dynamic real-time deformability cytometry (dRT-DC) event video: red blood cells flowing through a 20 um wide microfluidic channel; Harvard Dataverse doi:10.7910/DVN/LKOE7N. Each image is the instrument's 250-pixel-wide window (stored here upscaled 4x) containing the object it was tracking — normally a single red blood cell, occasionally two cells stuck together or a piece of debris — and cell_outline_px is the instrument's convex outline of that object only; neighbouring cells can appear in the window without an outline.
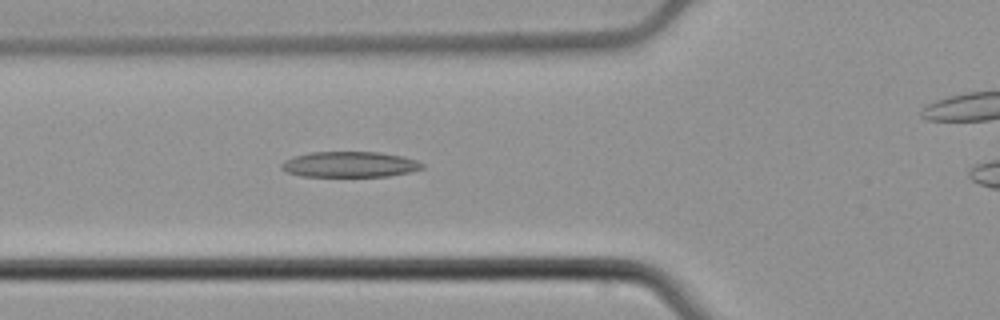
{"species": "common noctule bat (a hibernating species)", "species_latin": "Nyctalus noctula", "temperature_condition": "cold", "stored_images_in_passage": 4, "camera_frame_rate_fps": 3000, "um_per_image_px": 0.085, "animal": {"sex": "male", "body_mass_g": 21.5, "forearm_length_mm": 52.0}, "frame": {"image": 1, "passage_image": 3, "time_ms": 0.667, "image_size_px": [1000, 320], "cell_outline_px": [[424, 168], [408, 172], [388, 176], [300, 176], [288, 172], [280, 168], [280, 164], [284, 160], [292, 156], [312, 152], [380, 152], [400, 156], [416, 160], [424, 164]], "centroid_in_image_um": [29.69, 13.97], "position_along_channel_um": 96.1, "area_um2": 20.98}}